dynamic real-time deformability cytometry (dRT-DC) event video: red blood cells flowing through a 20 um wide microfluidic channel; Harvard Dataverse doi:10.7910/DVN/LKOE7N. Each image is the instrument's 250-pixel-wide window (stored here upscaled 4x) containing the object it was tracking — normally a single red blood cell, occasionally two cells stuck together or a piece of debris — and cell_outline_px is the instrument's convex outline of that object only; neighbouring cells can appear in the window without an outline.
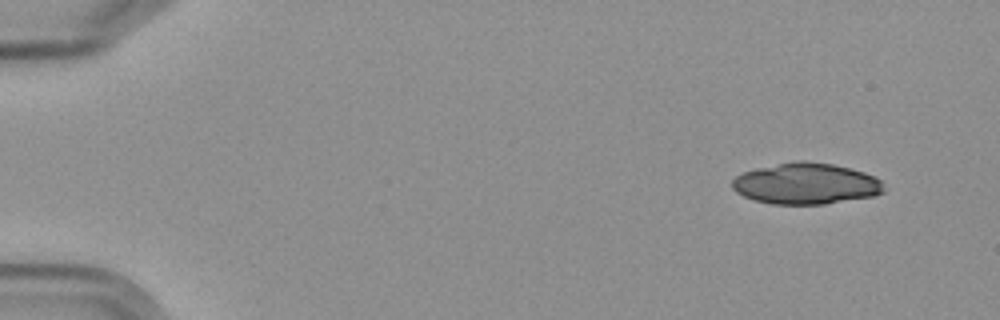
{"species": "Egyptian fruit bat (a non-hibernating species)", "species_latin": "Rousettus aegyptiacus", "temperature_condition": "cold", "stored_images_in_passage": 4, "camera_frame_rate_fps": 3000, "um_per_image_px": 0.085, "frame": {"image": 1, "passage_image": 1, "time_ms": 0.0, "image_size_px": [1000, 320], "cell_outline_px": [[884, 192], [872, 196], [824, 204], [772, 204], [756, 200], [744, 196], [736, 192], [732, 188], [732, 180], [736, 176], [744, 172], [756, 168], [796, 160], [804, 160], [832, 164], [864, 172], [880, 180], [884, 188]], "centroid_in_image_um": [68.48, 15.6], "position_along_channel_um": 16.5, "area_um2": 36.18}}